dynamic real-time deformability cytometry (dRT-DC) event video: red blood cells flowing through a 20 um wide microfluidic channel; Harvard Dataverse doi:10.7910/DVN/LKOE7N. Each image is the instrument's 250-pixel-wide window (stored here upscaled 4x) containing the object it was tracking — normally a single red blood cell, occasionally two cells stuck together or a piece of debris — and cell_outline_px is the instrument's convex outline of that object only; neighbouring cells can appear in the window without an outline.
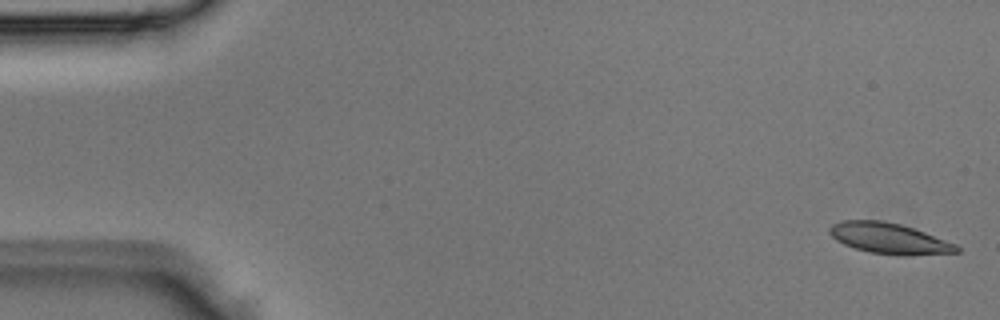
{"species": "Egyptian fruit bat (a non-hibernating species)", "species_latin": "Rousettus aegyptiacus", "temperature_condition": "room temperature", "stored_images_in_passage": 4, "camera_frame_rate_fps": 3000, "um_per_image_px": 0.085, "animal": {"sex": "male"}, "frame": {"image": 1, "passage_image": 1, "time_ms": 0.0, "image_size_px": [1000, 320], "cell_outline_px": [[960, 252], [908, 256], [900, 256], [872, 252], [856, 248], [844, 244], [836, 240], [828, 232], [828, 228], [832, 224], [840, 220], [880, 220], [900, 224], [924, 232], [956, 244], [960, 248]], "centroid_in_image_um": [75.57, 20.26], "position_along_channel_um": 9.4, "area_um2": 22.77}}